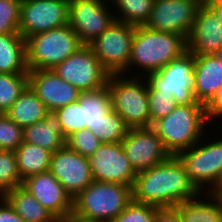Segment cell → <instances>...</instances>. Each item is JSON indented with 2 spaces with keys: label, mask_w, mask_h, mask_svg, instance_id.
<instances>
[{
  "label": "cell",
  "mask_w": 222,
  "mask_h": 222,
  "mask_svg": "<svg viewBox=\"0 0 222 222\" xmlns=\"http://www.w3.org/2000/svg\"><path fill=\"white\" fill-rule=\"evenodd\" d=\"M199 192L176 156L137 173L132 187L133 201L158 208L176 207Z\"/></svg>",
  "instance_id": "cell-1"
},
{
  "label": "cell",
  "mask_w": 222,
  "mask_h": 222,
  "mask_svg": "<svg viewBox=\"0 0 222 222\" xmlns=\"http://www.w3.org/2000/svg\"><path fill=\"white\" fill-rule=\"evenodd\" d=\"M187 51V39L182 35L152 30L144 25L135 26L130 61L122 74H128V71H133L132 67L138 66L136 70L141 68L146 73L138 75L139 72H135L132 77H145Z\"/></svg>",
  "instance_id": "cell-2"
},
{
  "label": "cell",
  "mask_w": 222,
  "mask_h": 222,
  "mask_svg": "<svg viewBox=\"0 0 222 222\" xmlns=\"http://www.w3.org/2000/svg\"><path fill=\"white\" fill-rule=\"evenodd\" d=\"M132 200L130 186L94 180L73 199L71 219L82 222H111Z\"/></svg>",
  "instance_id": "cell-3"
},
{
  "label": "cell",
  "mask_w": 222,
  "mask_h": 222,
  "mask_svg": "<svg viewBox=\"0 0 222 222\" xmlns=\"http://www.w3.org/2000/svg\"><path fill=\"white\" fill-rule=\"evenodd\" d=\"M208 121L205 106L196 101L189 105H177L167 116L154 122L151 128L171 156H176L205 136L203 132Z\"/></svg>",
  "instance_id": "cell-4"
},
{
  "label": "cell",
  "mask_w": 222,
  "mask_h": 222,
  "mask_svg": "<svg viewBox=\"0 0 222 222\" xmlns=\"http://www.w3.org/2000/svg\"><path fill=\"white\" fill-rule=\"evenodd\" d=\"M107 86L111 109L122 117L129 129L151 127L146 77L110 74Z\"/></svg>",
  "instance_id": "cell-5"
},
{
  "label": "cell",
  "mask_w": 222,
  "mask_h": 222,
  "mask_svg": "<svg viewBox=\"0 0 222 222\" xmlns=\"http://www.w3.org/2000/svg\"><path fill=\"white\" fill-rule=\"evenodd\" d=\"M82 46L69 24L34 34L26 39L28 70L53 69Z\"/></svg>",
  "instance_id": "cell-6"
},
{
  "label": "cell",
  "mask_w": 222,
  "mask_h": 222,
  "mask_svg": "<svg viewBox=\"0 0 222 222\" xmlns=\"http://www.w3.org/2000/svg\"><path fill=\"white\" fill-rule=\"evenodd\" d=\"M203 141L205 137L189 149L178 153L176 157L183 164L195 187L200 192H208L222 172V138L213 142L210 140L207 144Z\"/></svg>",
  "instance_id": "cell-7"
},
{
  "label": "cell",
  "mask_w": 222,
  "mask_h": 222,
  "mask_svg": "<svg viewBox=\"0 0 222 222\" xmlns=\"http://www.w3.org/2000/svg\"><path fill=\"white\" fill-rule=\"evenodd\" d=\"M135 25L116 20L89 44L110 74H122L131 57Z\"/></svg>",
  "instance_id": "cell-8"
},
{
  "label": "cell",
  "mask_w": 222,
  "mask_h": 222,
  "mask_svg": "<svg viewBox=\"0 0 222 222\" xmlns=\"http://www.w3.org/2000/svg\"><path fill=\"white\" fill-rule=\"evenodd\" d=\"M52 70L81 92L103 88L110 76L89 45L82 46Z\"/></svg>",
  "instance_id": "cell-9"
},
{
  "label": "cell",
  "mask_w": 222,
  "mask_h": 222,
  "mask_svg": "<svg viewBox=\"0 0 222 222\" xmlns=\"http://www.w3.org/2000/svg\"><path fill=\"white\" fill-rule=\"evenodd\" d=\"M193 69L194 55L187 51L162 69L145 77L155 90L172 93L177 105H189L196 102L193 92L195 89Z\"/></svg>",
  "instance_id": "cell-10"
},
{
  "label": "cell",
  "mask_w": 222,
  "mask_h": 222,
  "mask_svg": "<svg viewBox=\"0 0 222 222\" xmlns=\"http://www.w3.org/2000/svg\"><path fill=\"white\" fill-rule=\"evenodd\" d=\"M203 2L204 0H154L144 26L161 32L176 33L188 39Z\"/></svg>",
  "instance_id": "cell-11"
},
{
  "label": "cell",
  "mask_w": 222,
  "mask_h": 222,
  "mask_svg": "<svg viewBox=\"0 0 222 222\" xmlns=\"http://www.w3.org/2000/svg\"><path fill=\"white\" fill-rule=\"evenodd\" d=\"M69 0H22L19 33L23 38L68 24Z\"/></svg>",
  "instance_id": "cell-12"
},
{
  "label": "cell",
  "mask_w": 222,
  "mask_h": 222,
  "mask_svg": "<svg viewBox=\"0 0 222 222\" xmlns=\"http://www.w3.org/2000/svg\"><path fill=\"white\" fill-rule=\"evenodd\" d=\"M102 0H69V26L84 45H89L113 22L115 12ZM109 8V9H108Z\"/></svg>",
  "instance_id": "cell-13"
},
{
  "label": "cell",
  "mask_w": 222,
  "mask_h": 222,
  "mask_svg": "<svg viewBox=\"0 0 222 222\" xmlns=\"http://www.w3.org/2000/svg\"><path fill=\"white\" fill-rule=\"evenodd\" d=\"M93 180L133 187L137 173L126 157L122 143H103L88 158Z\"/></svg>",
  "instance_id": "cell-14"
},
{
  "label": "cell",
  "mask_w": 222,
  "mask_h": 222,
  "mask_svg": "<svg viewBox=\"0 0 222 222\" xmlns=\"http://www.w3.org/2000/svg\"><path fill=\"white\" fill-rule=\"evenodd\" d=\"M121 143L136 173L154 167L171 157L151 127L128 129Z\"/></svg>",
  "instance_id": "cell-15"
},
{
  "label": "cell",
  "mask_w": 222,
  "mask_h": 222,
  "mask_svg": "<svg viewBox=\"0 0 222 222\" xmlns=\"http://www.w3.org/2000/svg\"><path fill=\"white\" fill-rule=\"evenodd\" d=\"M49 171L72 199L94 181L88 158L70 150L66 145L52 153Z\"/></svg>",
  "instance_id": "cell-16"
},
{
  "label": "cell",
  "mask_w": 222,
  "mask_h": 222,
  "mask_svg": "<svg viewBox=\"0 0 222 222\" xmlns=\"http://www.w3.org/2000/svg\"><path fill=\"white\" fill-rule=\"evenodd\" d=\"M22 186L59 221L71 219L73 199L49 170L27 177Z\"/></svg>",
  "instance_id": "cell-17"
},
{
  "label": "cell",
  "mask_w": 222,
  "mask_h": 222,
  "mask_svg": "<svg viewBox=\"0 0 222 222\" xmlns=\"http://www.w3.org/2000/svg\"><path fill=\"white\" fill-rule=\"evenodd\" d=\"M28 86L48 111L78 101L81 94L80 90L60 78L52 69L29 70Z\"/></svg>",
  "instance_id": "cell-18"
},
{
  "label": "cell",
  "mask_w": 222,
  "mask_h": 222,
  "mask_svg": "<svg viewBox=\"0 0 222 222\" xmlns=\"http://www.w3.org/2000/svg\"><path fill=\"white\" fill-rule=\"evenodd\" d=\"M221 47L222 25L215 12L203 2L187 39V49L193 55H214Z\"/></svg>",
  "instance_id": "cell-19"
},
{
  "label": "cell",
  "mask_w": 222,
  "mask_h": 222,
  "mask_svg": "<svg viewBox=\"0 0 222 222\" xmlns=\"http://www.w3.org/2000/svg\"><path fill=\"white\" fill-rule=\"evenodd\" d=\"M195 100L206 106L222 86V63L215 55H194Z\"/></svg>",
  "instance_id": "cell-20"
},
{
  "label": "cell",
  "mask_w": 222,
  "mask_h": 222,
  "mask_svg": "<svg viewBox=\"0 0 222 222\" xmlns=\"http://www.w3.org/2000/svg\"><path fill=\"white\" fill-rule=\"evenodd\" d=\"M23 141L54 153L65 146L64 132L58 116L49 111L42 121L23 129Z\"/></svg>",
  "instance_id": "cell-21"
},
{
  "label": "cell",
  "mask_w": 222,
  "mask_h": 222,
  "mask_svg": "<svg viewBox=\"0 0 222 222\" xmlns=\"http://www.w3.org/2000/svg\"><path fill=\"white\" fill-rule=\"evenodd\" d=\"M175 208L183 222H222V204L218 197L207 191L199 192Z\"/></svg>",
  "instance_id": "cell-22"
},
{
  "label": "cell",
  "mask_w": 222,
  "mask_h": 222,
  "mask_svg": "<svg viewBox=\"0 0 222 222\" xmlns=\"http://www.w3.org/2000/svg\"><path fill=\"white\" fill-rule=\"evenodd\" d=\"M26 39L20 33L0 34V73H28Z\"/></svg>",
  "instance_id": "cell-23"
},
{
  "label": "cell",
  "mask_w": 222,
  "mask_h": 222,
  "mask_svg": "<svg viewBox=\"0 0 222 222\" xmlns=\"http://www.w3.org/2000/svg\"><path fill=\"white\" fill-rule=\"evenodd\" d=\"M25 222H59V220L22 185L3 196Z\"/></svg>",
  "instance_id": "cell-24"
},
{
  "label": "cell",
  "mask_w": 222,
  "mask_h": 222,
  "mask_svg": "<svg viewBox=\"0 0 222 222\" xmlns=\"http://www.w3.org/2000/svg\"><path fill=\"white\" fill-rule=\"evenodd\" d=\"M48 112L45 104L27 86L5 114L24 129L42 121Z\"/></svg>",
  "instance_id": "cell-25"
},
{
  "label": "cell",
  "mask_w": 222,
  "mask_h": 222,
  "mask_svg": "<svg viewBox=\"0 0 222 222\" xmlns=\"http://www.w3.org/2000/svg\"><path fill=\"white\" fill-rule=\"evenodd\" d=\"M14 152L22 180L50 169L52 152L41 146L23 141Z\"/></svg>",
  "instance_id": "cell-26"
},
{
  "label": "cell",
  "mask_w": 222,
  "mask_h": 222,
  "mask_svg": "<svg viewBox=\"0 0 222 222\" xmlns=\"http://www.w3.org/2000/svg\"><path fill=\"white\" fill-rule=\"evenodd\" d=\"M81 108H84L85 129L93 127L109 110L111 99L108 86L101 89L81 92L79 96Z\"/></svg>",
  "instance_id": "cell-27"
},
{
  "label": "cell",
  "mask_w": 222,
  "mask_h": 222,
  "mask_svg": "<svg viewBox=\"0 0 222 222\" xmlns=\"http://www.w3.org/2000/svg\"><path fill=\"white\" fill-rule=\"evenodd\" d=\"M88 129L103 144L121 143L129 128L125 125L122 117L111 109L93 127Z\"/></svg>",
  "instance_id": "cell-28"
},
{
  "label": "cell",
  "mask_w": 222,
  "mask_h": 222,
  "mask_svg": "<svg viewBox=\"0 0 222 222\" xmlns=\"http://www.w3.org/2000/svg\"><path fill=\"white\" fill-rule=\"evenodd\" d=\"M113 2L117 7L115 10L119 12V14L115 13L116 20L135 26L145 24L154 4V0H114Z\"/></svg>",
  "instance_id": "cell-29"
},
{
  "label": "cell",
  "mask_w": 222,
  "mask_h": 222,
  "mask_svg": "<svg viewBox=\"0 0 222 222\" xmlns=\"http://www.w3.org/2000/svg\"><path fill=\"white\" fill-rule=\"evenodd\" d=\"M28 86V73H0V113H5Z\"/></svg>",
  "instance_id": "cell-30"
},
{
  "label": "cell",
  "mask_w": 222,
  "mask_h": 222,
  "mask_svg": "<svg viewBox=\"0 0 222 222\" xmlns=\"http://www.w3.org/2000/svg\"><path fill=\"white\" fill-rule=\"evenodd\" d=\"M21 185L23 180L18 172L15 152L0 150V196Z\"/></svg>",
  "instance_id": "cell-31"
},
{
  "label": "cell",
  "mask_w": 222,
  "mask_h": 222,
  "mask_svg": "<svg viewBox=\"0 0 222 222\" xmlns=\"http://www.w3.org/2000/svg\"><path fill=\"white\" fill-rule=\"evenodd\" d=\"M54 112L61 123L65 141L72 133L85 129L84 108H81L80 100L60 107Z\"/></svg>",
  "instance_id": "cell-32"
},
{
  "label": "cell",
  "mask_w": 222,
  "mask_h": 222,
  "mask_svg": "<svg viewBox=\"0 0 222 222\" xmlns=\"http://www.w3.org/2000/svg\"><path fill=\"white\" fill-rule=\"evenodd\" d=\"M148 102L151 126L157 120L167 116L177 106L172 93H166L161 92V90H155L149 83Z\"/></svg>",
  "instance_id": "cell-33"
},
{
  "label": "cell",
  "mask_w": 222,
  "mask_h": 222,
  "mask_svg": "<svg viewBox=\"0 0 222 222\" xmlns=\"http://www.w3.org/2000/svg\"><path fill=\"white\" fill-rule=\"evenodd\" d=\"M102 142L88 128L76 131L67 137L65 145L83 157L89 158Z\"/></svg>",
  "instance_id": "cell-34"
},
{
  "label": "cell",
  "mask_w": 222,
  "mask_h": 222,
  "mask_svg": "<svg viewBox=\"0 0 222 222\" xmlns=\"http://www.w3.org/2000/svg\"><path fill=\"white\" fill-rule=\"evenodd\" d=\"M22 0H0V34L19 33Z\"/></svg>",
  "instance_id": "cell-35"
},
{
  "label": "cell",
  "mask_w": 222,
  "mask_h": 222,
  "mask_svg": "<svg viewBox=\"0 0 222 222\" xmlns=\"http://www.w3.org/2000/svg\"><path fill=\"white\" fill-rule=\"evenodd\" d=\"M23 142V128L0 113V150L15 151Z\"/></svg>",
  "instance_id": "cell-36"
},
{
  "label": "cell",
  "mask_w": 222,
  "mask_h": 222,
  "mask_svg": "<svg viewBox=\"0 0 222 222\" xmlns=\"http://www.w3.org/2000/svg\"><path fill=\"white\" fill-rule=\"evenodd\" d=\"M158 207L144 203L132 202L111 222H155Z\"/></svg>",
  "instance_id": "cell-37"
},
{
  "label": "cell",
  "mask_w": 222,
  "mask_h": 222,
  "mask_svg": "<svg viewBox=\"0 0 222 222\" xmlns=\"http://www.w3.org/2000/svg\"><path fill=\"white\" fill-rule=\"evenodd\" d=\"M208 119L211 121L215 118L222 117V86L218 89L212 100L205 106Z\"/></svg>",
  "instance_id": "cell-38"
},
{
  "label": "cell",
  "mask_w": 222,
  "mask_h": 222,
  "mask_svg": "<svg viewBox=\"0 0 222 222\" xmlns=\"http://www.w3.org/2000/svg\"><path fill=\"white\" fill-rule=\"evenodd\" d=\"M0 222H25L3 196H0Z\"/></svg>",
  "instance_id": "cell-39"
},
{
  "label": "cell",
  "mask_w": 222,
  "mask_h": 222,
  "mask_svg": "<svg viewBox=\"0 0 222 222\" xmlns=\"http://www.w3.org/2000/svg\"><path fill=\"white\" fill-rule=\"evenodd\" d=\"M155 222H183L178 210L172 208H159L156 211Z\"/></svg>",
  "instance_id": "cell-40"
},
{
  "label": "cell",
  "mask_w": 222,
  "mask_h": 222,
  "mask_svg": "<svg viewBox=\"0 0 222 222\" xmlns=\"http://www.w3.org/2000/svg\"><path fill=\"white\" fill-rule=\"evenodd\" d=\"M204 2L215 12L222 25V0H204Z\"/></svg>",
  "instance_id": "cell-41"
},
{
  "label": "cell",
  "mask_w": 222,
  "mask_h": 222,
  "mask_svg": "<svg viewBox=\"0 0 222 222\" xmlns=\"http://www.w3.org/2000/svg\"><path fill=\"white\" fill-rule=\"evenodd\" d=\"M208 192H210L211 194L215 195L218 198L222 195V172L215 185Z\"/></svg>",
  "instance_id": "cell-42"
},
{
  "label": "cell",
  "mask_w": 222,
  "mask_h": 222,
  "mask_svg": "<svg viewBox=\"0 0 222 222\" xmlns=\"http://www.w3.org/2000/svg\"><path fill=\"white\" fill-rule=\"evenodd\" d=\"M218 60L222 63V47L214 54Z\"/></svg>",
  "instance_id": "cell-43"
},
{
  "label": "cell",
  "mask_w": 222,
  "mask_h": 222,
  "mask_svg": "<svg viewBox=\"0 0 222 222\" xmlns=\"http://www.w3.org/2000/svg\"><path fill=\"white\" fill-rule=\"evenodd\" d=\"M67 222H82V221H79V220H74V219H70L69 221Z\"/></svg>",
  "instance_id": "cell-44"
},
{
  "label": "cell",
  "mask_w": 222,
  "mask_h": 222,
  "mask_svg": "<svg viewBox=\"0 0 222 222\" xmlns=\"http://www.w3.org/2000/svg\"><path fill=\"white\" fill-rule=\"evenodd\" d=\"M219 200H220V202H221V204H222V195L219 197Z\"/></svg>",
  "instance_id": "cell-45"
}]
</instances>
